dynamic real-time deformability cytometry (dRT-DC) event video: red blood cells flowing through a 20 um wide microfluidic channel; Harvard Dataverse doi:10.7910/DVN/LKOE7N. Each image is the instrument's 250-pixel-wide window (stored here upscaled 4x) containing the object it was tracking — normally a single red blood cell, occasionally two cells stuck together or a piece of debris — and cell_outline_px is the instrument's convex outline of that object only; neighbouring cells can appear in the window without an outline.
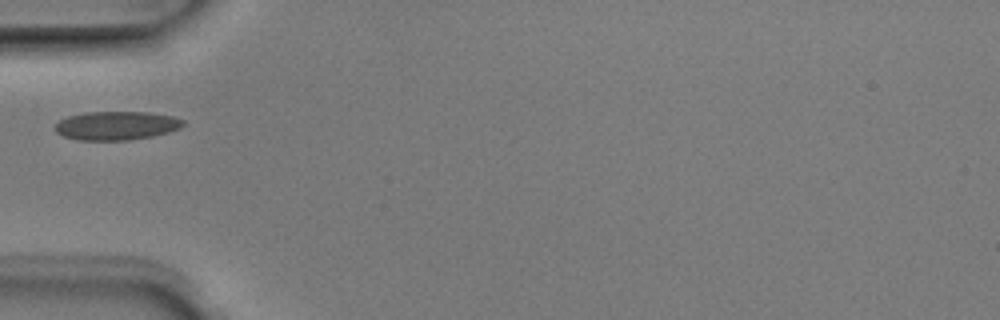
{"species": "Egyptian fruit bat (a non-hibernating species)", "species_latin": "Rousettus aegyptiacus", "temperature_condition": "room temperature", "stored_images_in_passage": 2, "camera_frame_rate_fps": 3000, "um_per_image_px": 0.085, "animal": {"sex": "male"}, "frame": {"image": 1, "passage_image": 1, "time_ms": 0.0, "image_size_px": [1000, 320], "cell_outline_px": [[184, 124], [180, 128], [168, 132], [152, 136], [128, 140], [76, 140], [64, 136], [56, 132], [52, 128], [60, 120], [68, 116], [84, 112], [148, 112], [172, 116], [184, 120]], "centroid_in_image_um": [9.87, 10.67], "position_along_channel_um": 75.1, "area_um2": 21.44}}
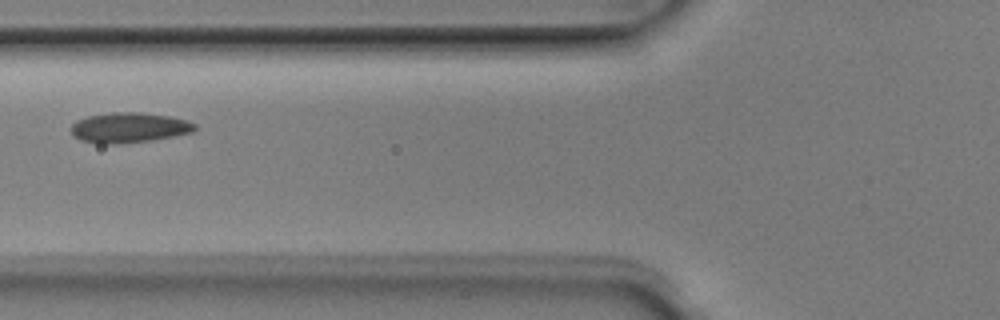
{"frame": {"image": 2, "passage_image": 2, "time_ms": 0.333, "image_size_px": [1000, 320], "cell_outline_px": [[196, 128], [192, 132], [152, 140], [120, 144], [96, 144], [80, 140], [72, 136], [72, 124], [76, 120], [88, 116], [116, 112], [136, 112], [168, 116], [188, 120], [196, 124]], "centroid_in_image_um": [10.94, 10.86], "position_along_channel_um": 114.9, "area_um2": 21.79}}